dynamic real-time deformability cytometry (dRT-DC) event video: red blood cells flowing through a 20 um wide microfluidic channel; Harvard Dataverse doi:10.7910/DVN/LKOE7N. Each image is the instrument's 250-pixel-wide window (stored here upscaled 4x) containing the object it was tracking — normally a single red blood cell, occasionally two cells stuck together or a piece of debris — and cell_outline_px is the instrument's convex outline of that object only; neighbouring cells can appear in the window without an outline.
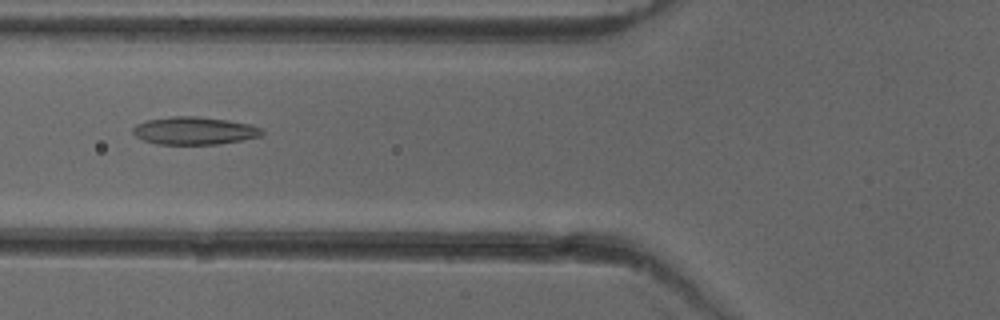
{"species": "common noctule bat (a hibernating species)", "species_latin": "Nyctalus noctula", "temperature_condition": "cold", "stored_images_in_passage": 52, "camera_frame_rate_fps": 3000, "um_per_image_px": 0.085, "animal": {"sex": "female"}, "frame": {"image": 1, "passage_image": 20, "time_ms": 6.333, "image_size_px": [1000, 320], "cell_outline_px": [[264, 132], [260, 136], [220, 144], [156, 144], [144, 140], [136, 136], [132, 132], [132, 128], [136, 124], [148, 120], [172, 116], [196, 116], [228, 120], [252, 124], [264, 128]], "centroid_in_image_um": [16.54, 11.1], "position_along_channel_um": 109.3, "area_um2": 20.92}}
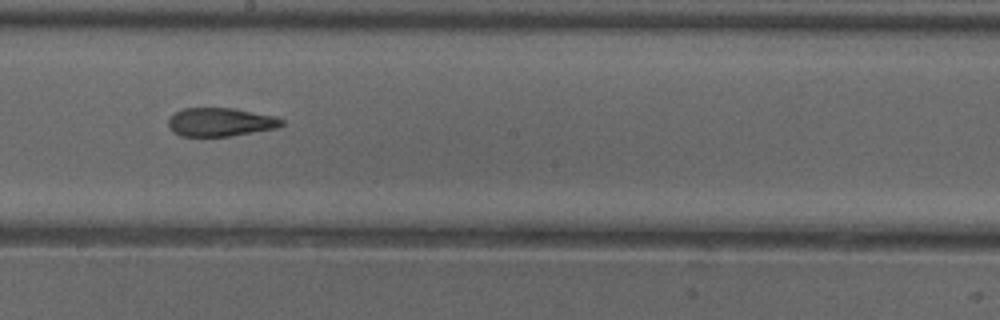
{"frame": {"image": 2, "passage_image": 29, "time_ms": 9.333, "image_size_px": [1000, 320], "cell_outline_px": [[284, 124], [276, 128], [228, 136], [180, 136], [172, 132], [168, 124], [168, 120], [176, 112], [184, 108], [232, 108], [276, 116], [284, 120]], "centroid_in_image_um": [18.73, 10.37], "position_along_channel_um": 229.5, "area_um2": 18.73}}
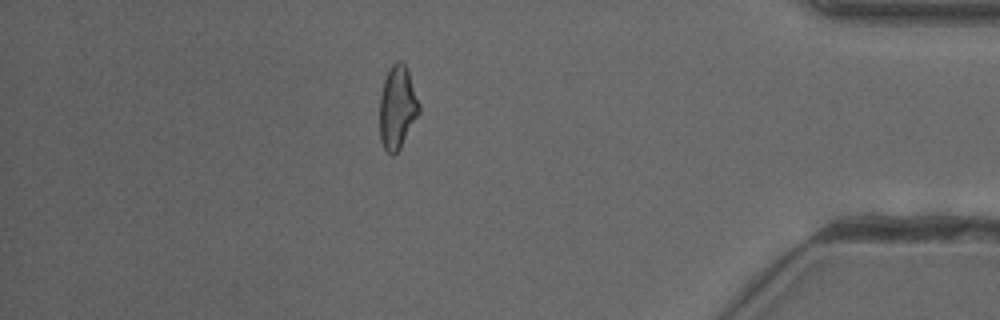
{"frame": {"image": 3, "passage_image": 45, "time_ms": 14.667, "image_size_px": [1000, 320], "cell_outline_px": [[420, 112], [400, 148], [392, 156], [384, 148], [380, 140], [380, 96], [384, 80], [388, 68], [396, 60], [400, 60], [408, 68], [420, 104]], "centroid_in_image_um": [33.78, 9.09], "position_along_channel_um": 401.4, "area_um2": 19.25}, "authors_computed_cell_mechanics": {"area_um2": 19.9699, "velocity_mm_per_s": 3.9902, "shape_relaxation_time_tau1_ms": 6.1853, "shape_relaxation_time_tau2_ms": 2.8804, "deformation_change_tau1": 0.1726, "deformation_change_tau2": 0.1087}}